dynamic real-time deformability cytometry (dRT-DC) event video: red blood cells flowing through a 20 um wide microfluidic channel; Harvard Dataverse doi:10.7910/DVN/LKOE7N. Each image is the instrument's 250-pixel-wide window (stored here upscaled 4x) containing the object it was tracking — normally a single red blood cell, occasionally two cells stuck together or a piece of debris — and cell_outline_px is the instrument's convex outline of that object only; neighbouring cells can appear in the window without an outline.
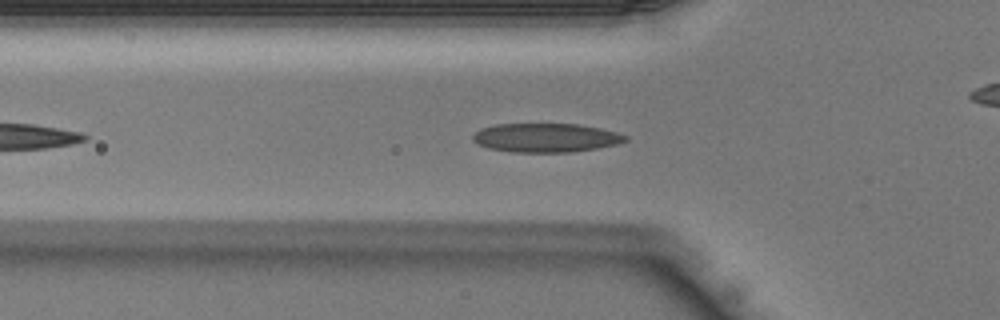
{"species": "Egyptian fruit bat (a non-hibernating species)", "species_latin": "Rousettus aegyptiacus", "temperature_condition": "warm", "stored_images_in_passage": 35, "camera_frame_rate_fps": 3000, "um_per_image_px": 0.085, "animal": {"sex": "male"}, "frame": {"image": 1, "passage_image": 6, "time_ms": 1.667, "image_size_px": [1000, 320], "cell_outline_px": [[628, 140], [616, 144], [596, 148], [572, 152], [512, 152], [488, 148], [472, 140], [472, 136], [480, 128], [496, 124], [576, 124], [600, 128], [616, 132], [628, 136]], "centroid_in_image_um": [46.39, 11.7], "position_along_channel_um": 79.4, "area_um2": 25.61}}
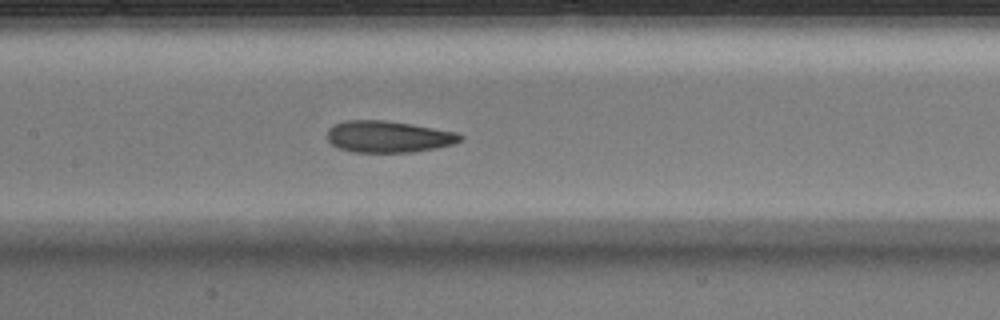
{"frame": {"image": 2, "passage_image": 12, "time_ms": 3.667, "image_size_px": [1000, 320], "cell_outline_px": [[464, 136], [460, 140], [452, 144], [436, 148], [412, 152], [352, 152], [340, 148], [332, 144], [328, 140], [328, 128], [344, 120], [384, 120], [412, 124], [456, 132]], "centroid_in_image_um": [33.0, 11.61], "position_along_channel_um": 174.4, "area_um2": 24.39}}
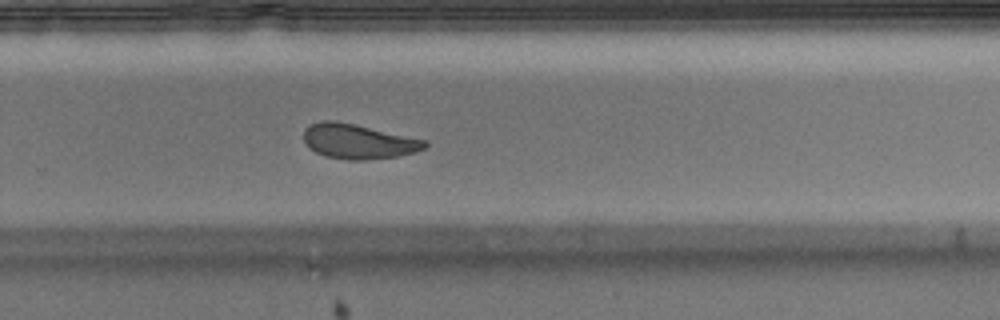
{"frame": {"image": 3, "passage_image": 20, "time_ms": 6.333, "image_size_px": [1000, 320], "cell_outline_px": [[428, 144], [424, 148], [416, 152], [396, 156], [364, 160], [348, 160], [324, 156], [316, 152], [304, 140], [304, 128], [308, 124], [320, 120], [336, 120], [428, 140]], "centroid_in_image_um": [30.45, 12.0], "position_along_channel_um": 299.4, "area_um2": 24.62}}